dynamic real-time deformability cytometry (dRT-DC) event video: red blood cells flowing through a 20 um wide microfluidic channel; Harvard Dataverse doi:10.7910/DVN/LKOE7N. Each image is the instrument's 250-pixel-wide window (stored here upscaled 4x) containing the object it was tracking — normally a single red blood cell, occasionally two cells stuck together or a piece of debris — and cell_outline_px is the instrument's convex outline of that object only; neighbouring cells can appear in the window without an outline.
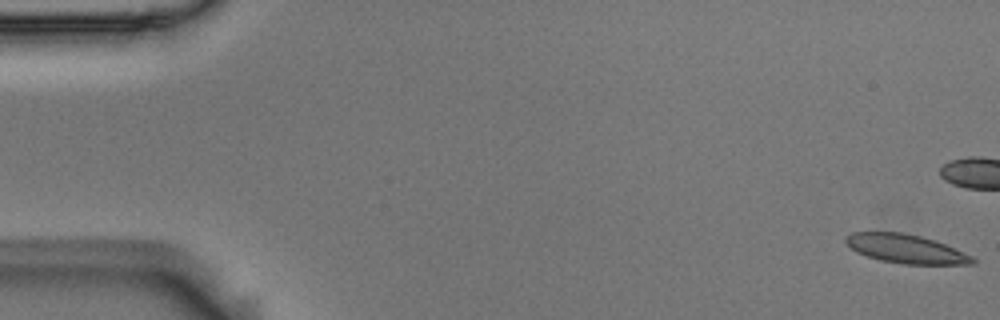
{"species": "Egyptian fruit bat (a non-hibernating species)", "species_latin": "Rousettus aegyptiacus", "temperature_condition": "room temperature", "stored_images_in_passage": 9, "camera_frame_rate_fps": 3000, "um_per_image_px": 0.085, "animal": {"sex": "male"}, "frame": {"image": 1, "passage_image": 1, "time_ms": 0.0, "image_size_px": [1000, 320], "cell_outline_px": [[976, 264], [900, 264], [880, 260], [856, 252], [844, 240], [852, 232], [900, 232], [920, 236], [936, 240], [972, 256], [976, 260]], "centroid_in_image_um": [77.03, 21.15], "position_along_channel_um": 8.0, "area_um2": 21.15}}